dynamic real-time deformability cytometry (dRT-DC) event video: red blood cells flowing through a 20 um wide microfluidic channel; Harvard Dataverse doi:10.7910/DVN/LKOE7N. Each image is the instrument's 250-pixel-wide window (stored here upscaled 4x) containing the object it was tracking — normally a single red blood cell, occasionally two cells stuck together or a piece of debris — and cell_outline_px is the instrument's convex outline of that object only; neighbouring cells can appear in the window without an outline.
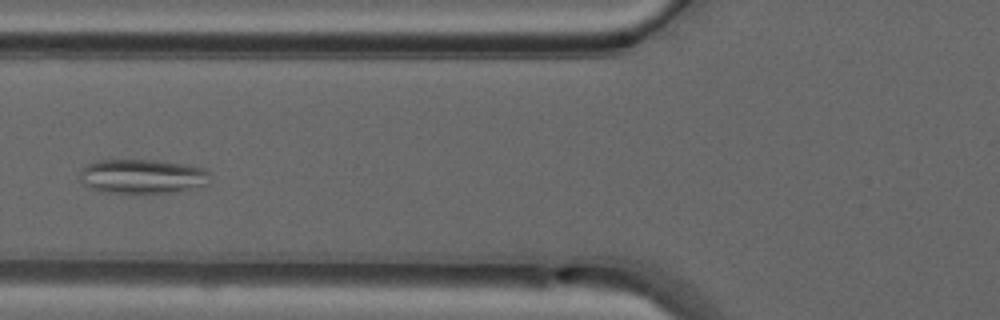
{"species": "common noctule bat (a hibernating species)", "species_latin": "Nyctalus noctula", "temperature_condition": "warm", "stored_images_in_passage": 36, "camera_frame_rate_fps": 3000, "um_per_image_px": 0.085, "animal": {"sex": "male", "forearm_length_mm": 52.5}, "frame": {"image": 1, "passage_image": 6, "time_ms": 1.667, "image_size_px": [1000, 320], "cell_outline_px": [[208, 172], [204, 184], [188, 188], [168, 192], [104, 192], [92, 188], [84, 184], [80, 180], [80, 168], [96, 160], [156, 160], [184, 164], [204, 168]], "centroid_in_image_um": [11.99, 14.96], "position_along_channel_um": 113.8, "area_um2": 25.37}, "authors_computed_cell_mechanics": {"area_um2": 24.3338, "velocity_mm_per_s": 4.0888, "shape_relaxation_time_tau1_ms": null, "shape_relaxation_time_tau2_ms": 1.4474, "deformation_change_tau1": null, "deformation_change_tau2": 0.0655}}